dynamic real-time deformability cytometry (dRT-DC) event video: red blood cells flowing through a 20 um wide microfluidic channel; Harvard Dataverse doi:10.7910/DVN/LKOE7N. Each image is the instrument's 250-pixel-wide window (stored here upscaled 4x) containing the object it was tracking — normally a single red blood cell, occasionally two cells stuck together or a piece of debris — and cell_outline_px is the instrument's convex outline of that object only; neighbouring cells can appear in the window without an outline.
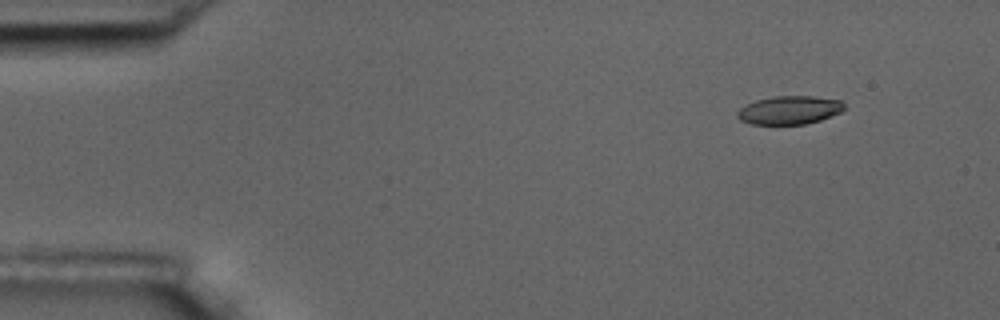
{"species": "common noctule bat (a hibernating species)", "species_latin": "Nyctalus noctula", "temperature_condition": "room temperature", "stored_images_in_passage": 4, "camera_frame_rate_fps": 3000, "um_per_image_px": 0.085, "animal": {"sex": "male", "body_mass_g": 17.5, "forearm_length_mm": 52.3}, "frame": {"image": 1, "passage_image": 1, "time_ms": 0.0, "image_size_px": [1000, 320], "cell_outline_px": [[844, 108], [840, 112], [832, 116], [820, 120], [804, 124], [752, 124], [740, 120], [736, 116], [736, 112], [740, 108], [756, 100], [772, 96], [812, 96], [840, 100], [844, 104]], "centroid_in_image_um": [67.09, 9.36], "position_along_channel_um": 17.9, "area_um2": 17.63}}
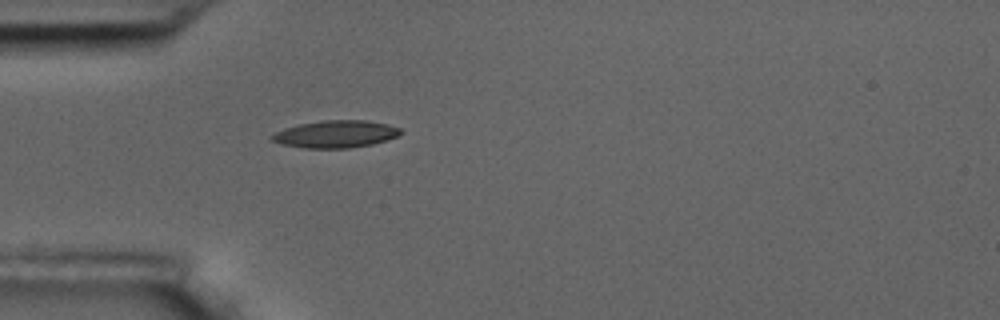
{"frame": {"image": 2, "passage_image": 4, "time_ms": 3.667, "image_size_px": [1000, 320], "cell_outline_px": [[404, 132], [388, 140], [372, 144], [348, 148], [304, 148], [284, 144], [272, 140], [268, 136], [284, 128], [300, 124], [324, 120], [364, 120], [388, 124], [400, 128]], "centroid_in_image_um": [28.55, 11.39], "position_along_channel_um": 56.4, "area_um2": 20.4}}